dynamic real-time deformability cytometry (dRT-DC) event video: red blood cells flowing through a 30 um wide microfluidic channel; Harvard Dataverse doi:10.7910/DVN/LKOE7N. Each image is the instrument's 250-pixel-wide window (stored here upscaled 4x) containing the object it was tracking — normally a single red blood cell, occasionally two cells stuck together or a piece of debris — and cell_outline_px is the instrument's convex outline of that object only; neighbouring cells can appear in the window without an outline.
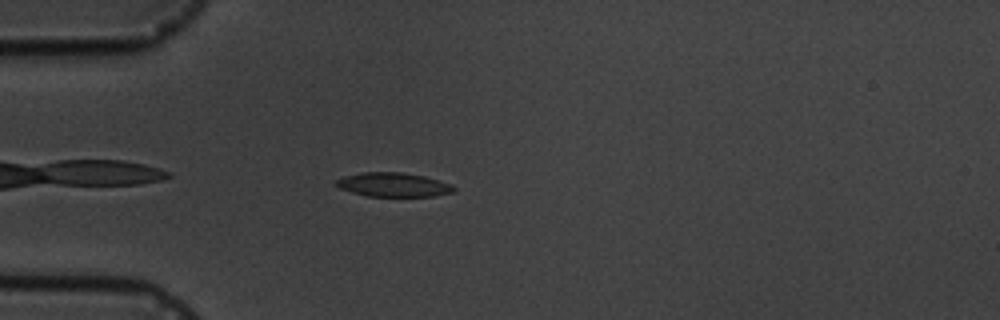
{"species": "common noctule bat (a hibernating species)", "species_latin": "Nyctalus noctula", "temperature_condition": "cold", "stored_images_in_passage": 4, "camera_frame_rate_fps": 3000, "um_per_image_px": 0.085, "animal": {"sex": "male", "body_mass_g": 19.5, "forearm_length_mm": 54.6}, "frame": {"image": 1, "passage_image": 4, "time_ms": 4.333, "image_size_px": [1000, 320], "cell_outline_px": [[456, 192], [432, 196], [368, 196], [352, 192], [340, 188], [332, 184], [336, 180], [344, 176], [364, 172], [400, 172], [424, 176], [440, 180], [452, 184], [456, 188]], "centroid_in_image_um": [33.46, 15.7], "position_along_channel_um": 51.5, "area_um2": 16.59}}